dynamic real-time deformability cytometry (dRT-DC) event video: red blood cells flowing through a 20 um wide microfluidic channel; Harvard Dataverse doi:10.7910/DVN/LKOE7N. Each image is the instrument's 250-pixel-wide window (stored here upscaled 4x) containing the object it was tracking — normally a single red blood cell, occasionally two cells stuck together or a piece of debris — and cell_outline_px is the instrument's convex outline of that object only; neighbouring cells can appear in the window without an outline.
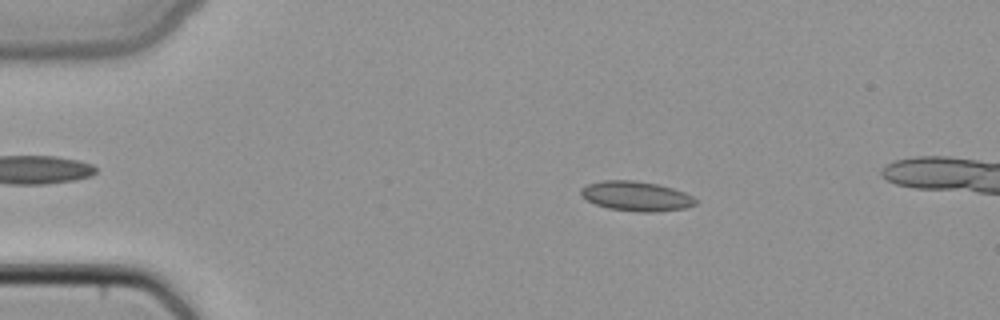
{"species": "common noctule bat (a hibernating species)", "species_latin": "Nyctalus noctula", "temperature_condition": "cold", "stored_images_in_passage": 46, "camera_frame_rate_fps": 3000, "um_per_image_px": 0.085, "animal": {"sex": "female", "body_mass_g": 22.7, "forearm_length_mm": 54.2}, "frame": {"image": 1, "passage_image": 9, "time_ms": 2.667, "image_size_px": [1000, 320], "cell_outline_px": [[696, 204], [684, 208], [656, 212], [636, 212], [608, 208], [596, 204], [580, 196], [580, 188], [588, 184], [604, 180], [632, 180], [656, 184], [672, 188], [684, 192], [692, 196], [696, 200]], "centroid_in_image_um": [54.05, 16.67], "position_along_channel_um": 31.0, "area_um2": 19.77}}
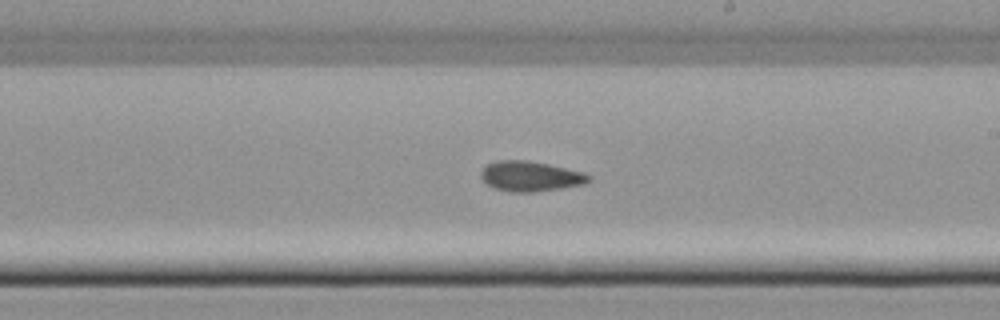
{"frame": {"image": 2, "passage_image": 28, "time_ms": 9.0, "image_size_px": [1000, 320], "cell_outline_px": [[592, 180], [588, 184], [536, 192], [508, 192], [496, 188], [488, 184], [480, 176], [480, 172], [488, 164], [496, 160], [528, 160], [548, 164], [584, 172], [592, 176]], "centroid_in_image_um": [45.15, 14.99], "position_along_channel_um": 243.9, "area_um2": 19.13}}
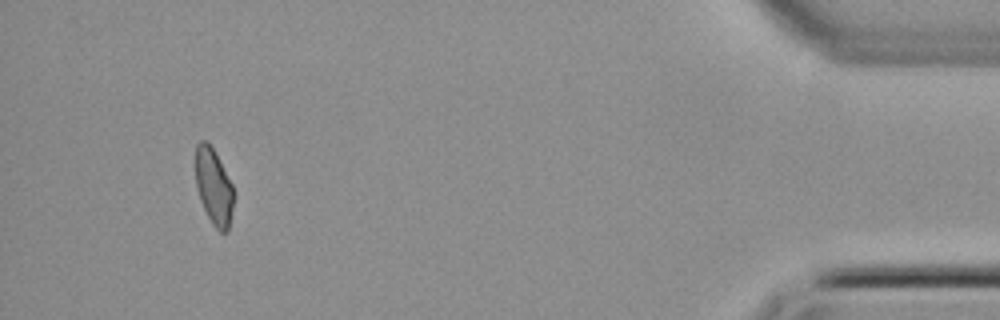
{"frame": {"image": 3, "passage_image": 45, "time_ms": 14.667, "image_size_px": [1000, 320], "cell_outline_px": [[236, 196], [228, 232], [220, 232], [212, 224], [200, 200], [196, 184], [196, 144], [200, 140], [208, 140], [232, 184], [236, 192]], "centroid_in_image_um": [18.2, 15.89], "position_along_channel_um": 417.0, "area_um2": 17.17}}